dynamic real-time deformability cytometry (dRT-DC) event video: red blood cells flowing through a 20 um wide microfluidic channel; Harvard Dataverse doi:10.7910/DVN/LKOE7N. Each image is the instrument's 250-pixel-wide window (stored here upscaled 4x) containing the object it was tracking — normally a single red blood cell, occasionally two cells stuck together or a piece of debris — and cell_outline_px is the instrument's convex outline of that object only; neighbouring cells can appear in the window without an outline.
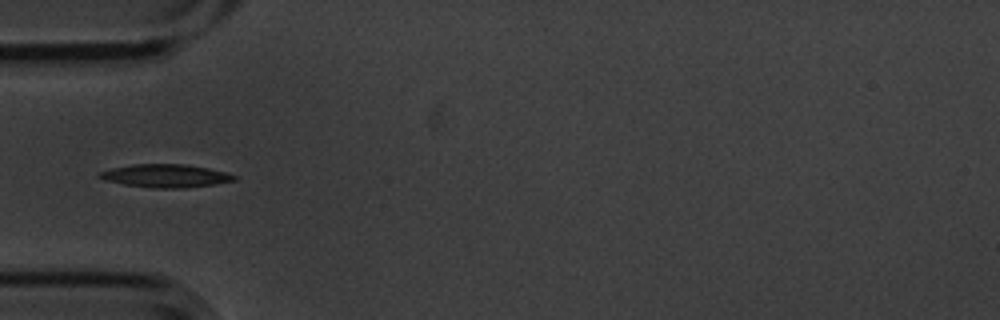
{"species": "common noctule bat (a hibernating species)", "species_latin": "Nyctalus noctula", "temperature_condition": "cold", "stored_images_in_passage": 12, "camera_frame_rate_fps": 3000, "um_per_image_px": 0.085, "animal": {"sex": "male", "body_mass_g": 20.1, "forearm_length_mm": 53.5}, "frame": {"image": 1, "passage_image": 4, "time_ms": 1.0, "image_size_px": [1000, 320], "cell_outline_px": [[236, 180], [216, 184], [184, 188], [152, 188], [124, 184], [104, 180], [96, 176], [100, 172], [112, 168], [132, 164], [184, 164], [208, 168], [224, 172], [236, 176]], "centroid_in_image_um": [14.06, 14.95], "position_along_channel_um": 70.9, "area_um2": 18.09}}
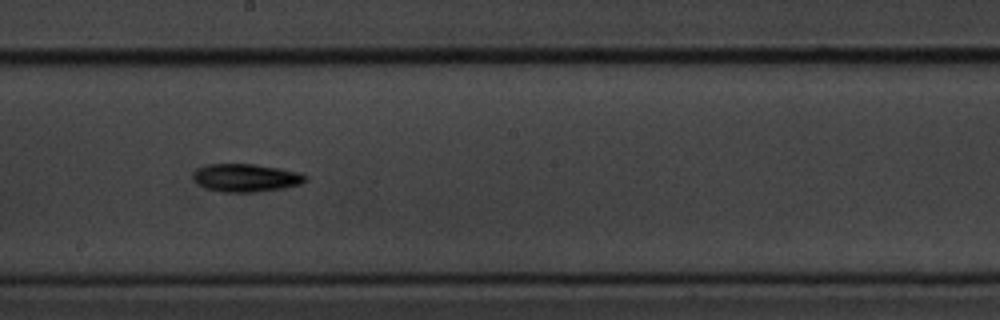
{"frame": {"image": 2, "passage_image": 8, "time_ms": 2.333, "image_size_px": [1000, 320], "cell_outline_px": [[308, 180], [300, 184], [284, 188], [256, 192], [220, 192], [204, 188], [192, 176], [200, 168], [208, 164], [256, 164], [280, 168], [300, 172], [308, 176]], "centroid_in_image_um": [20.97, 15.12], "position_along_channel_um": 227.2, "area_um2": 18.32}}
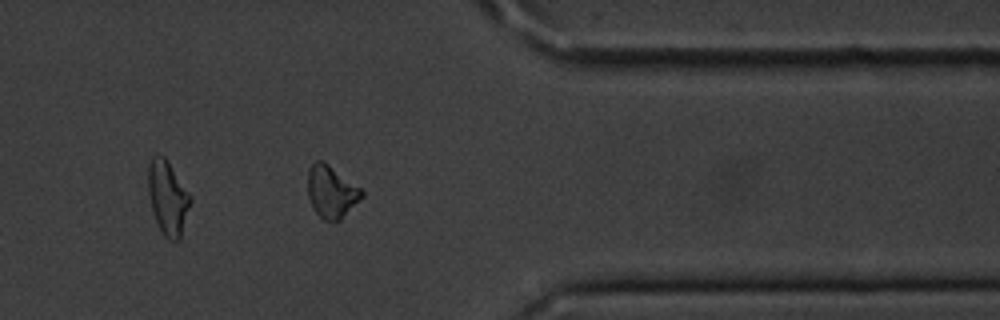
{"frame": {"image": 3, "passage_image": 12, "time_ms": 3.667, "image_size_px": [1000, 320], "cell_outline_px": [[364, 196], [340, 220], [324, 220], [312, 208], [308, 196], [308, 168], [316, 160], [324, 160], [360, 188], [364, 192]], "centroid_in_image_um": [28.16, 16.28], "position_along_channel_um": 383.2, "area_um2": 16.42}}